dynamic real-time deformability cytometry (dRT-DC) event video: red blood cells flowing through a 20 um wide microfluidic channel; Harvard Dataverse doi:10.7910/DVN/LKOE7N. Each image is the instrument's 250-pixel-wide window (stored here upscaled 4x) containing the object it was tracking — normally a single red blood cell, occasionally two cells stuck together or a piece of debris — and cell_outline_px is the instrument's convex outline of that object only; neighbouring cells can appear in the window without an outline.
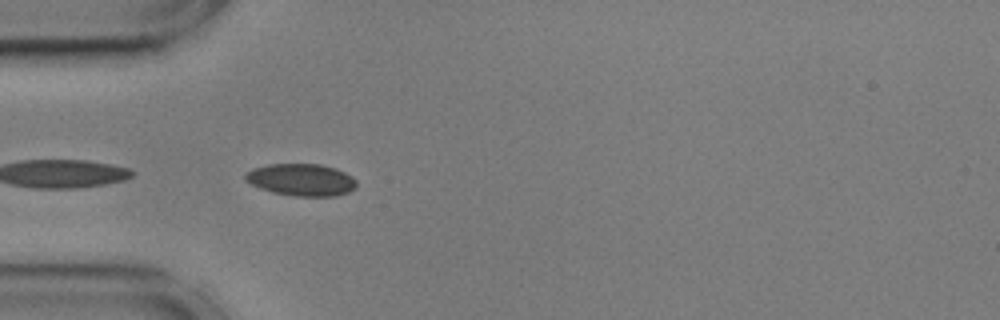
{"species": "common noctule bat (a hibernating species)", "species_latin": "Nyctalus noctula", "temperature_condition": "cold", "stored_images_in_passage": 9, "camera_frame_rate_fps": 3000, "um_per_image_px": 0.085, "animal": {"sex": "male", "body_mass_g": 17.9, "forearm_length_mm": 54.2}, "frame": {"image": 1, "passage_image": 2, "time_ms": 0.333, "image_size_px": [1000, 320], "cell_outline_px": [[356, 188], [348, 192], [336, 196], [296, 196], [272, 192], [260, 188], [244, 180], [244, 172], [252, 168], [268, 164], [320, 164], [336, 168], [352, 176], [356, 180]], "centroid_in_image_um": [25.6, 15.27], "position_along_channel_um": 59.4, "area_um2": 20.98}}